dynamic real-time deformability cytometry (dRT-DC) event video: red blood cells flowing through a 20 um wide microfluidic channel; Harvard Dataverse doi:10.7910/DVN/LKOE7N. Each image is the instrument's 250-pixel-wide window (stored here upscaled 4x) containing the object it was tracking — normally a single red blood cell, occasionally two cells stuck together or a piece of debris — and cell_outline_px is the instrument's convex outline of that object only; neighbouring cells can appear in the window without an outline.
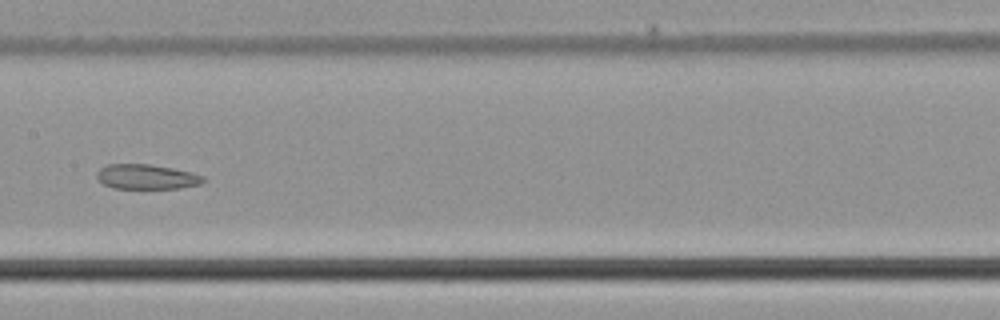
{"species": "common noctule bat (a hibernating species)", "species_latin": "Nyctalus noctula", "temperature_condition": "cold", "stored_images_in_passage": 43, "segment_of_instrument_passage": [2, 2], "camera_frame_rate_fps": 3000, "um_per_image_px": 0.085, "animal": {"sex": "male", "body_mass_g": 21.5, "forearm_length_mm": 52.0}, "frame": {"image": 1, "passage_image": 19, "time_ms": 6.0, "image_size_px": [1000, 320], "cell_outline_px": [[208, 180], [200, 184], [180, 188], [112, 188], [104, 184], [96, 176], [96, 172], [100, 168], [108, 164], [148, 164], [172, 168], [192, 172], [204, 176]], "centroid_in_image_um": [12.49, 15.02], "position_along_channel_um": 194.9, "area_um2": 15.43}}
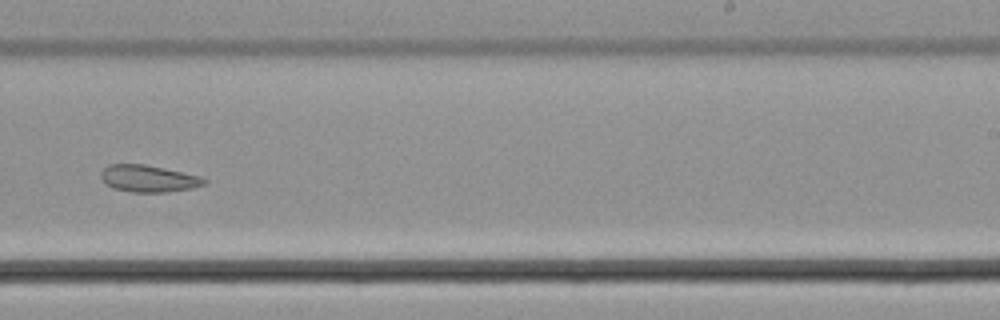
{"frame": {"image": 2, "passage_image": 25, "time_ms": 8.0, "image_size_px": [1000, 320], "cell_outline_px": [[208, 184], [192, 188], [168, 192], [132, 192], [112, 188], [104, 184], [100, 176], [100, 172], [108, 164], [144, 164], [164, 168], [200, 176], [208, 180]], "centroid_in_image_um": [12.61, 15.18], "position_along_channel_um": 276.4, "area_um2": 16.42}}
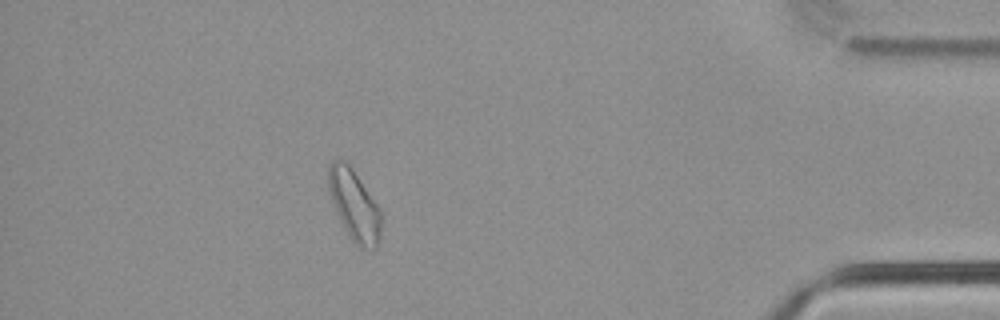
{"frame": {"image": 3, "passage_image": 38, "time_ms": 12.333, "image_size_px": [1000, 320], "cell_outline_px": [[384, 216], [380, 236], [376, 248], [360, 248], [348, 236], [336, 212], [328, 192], [328, 164], [332, 160], [340, 156], [352, 168], [380, 208]], "centroid_in_image_um": [30.12, 17.42], "position_along_channel_um": 405.1, "area_um2": 22.25}}